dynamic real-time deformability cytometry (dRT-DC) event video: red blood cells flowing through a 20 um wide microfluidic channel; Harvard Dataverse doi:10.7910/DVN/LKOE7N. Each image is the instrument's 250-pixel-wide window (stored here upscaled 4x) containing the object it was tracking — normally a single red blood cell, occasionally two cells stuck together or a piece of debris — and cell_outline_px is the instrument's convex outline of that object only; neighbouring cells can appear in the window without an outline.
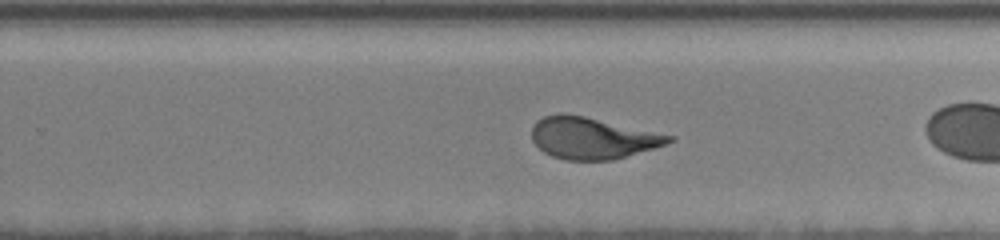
{"species": "human", "species_latin": "Homo sapiens", "temperature_condition": "room temperature", "stored_images_in_passage": 40, "camera_frame_rate_fps": 3000, "um_per_image_px": 0.085, "donor": {"sex": "female"}, "frame": {"image": 1, "passage_image": 27, "time_ms": 10.0, "image_size_px": [1000, 240], "cell_outline_px": [[676, 140], [652, 148], [612, 160], [564, 160], [552, 156], [544, 152], [532, 140], [532, 124], [536, 120], [544, 116], [560, 112], [564, 112], [584, 116], [676, 136]], "centroid_in_image_um": [50.31, 11.72], "position_along_channel_um": 279.5, "area_um2": 33.23}}